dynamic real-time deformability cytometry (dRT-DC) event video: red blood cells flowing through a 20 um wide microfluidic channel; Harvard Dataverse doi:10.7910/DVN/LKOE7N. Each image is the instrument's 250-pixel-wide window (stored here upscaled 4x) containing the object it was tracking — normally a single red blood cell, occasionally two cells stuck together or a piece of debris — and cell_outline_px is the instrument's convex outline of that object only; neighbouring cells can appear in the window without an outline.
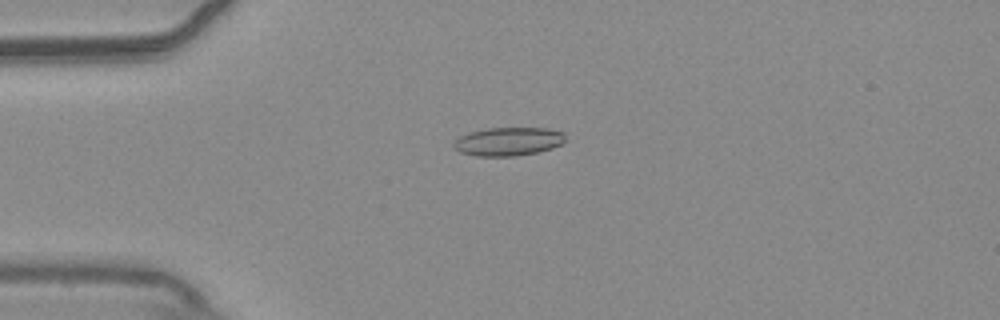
{"species": "common noctule bat (a hibernating species)", "species_latin": "Nyctalus noctula", "temperature_condition": "warm", "stored_images_in_passage": 55, "camera_frame_rate_fps": 3000, "um_per_image_px": 0.085, "animal": {"sex": "male", "body_mass_g": 20.4}, "frame": {"image": 1, "passage_image": 14, "time_ms": 4.333, "image_size_px": [1000, 320], "cell_outline_px": [[564, 140], [560, 144], [552, 148], [536, 152], [516, 156], [476, 156], [460, 152], [452, 144], [460, 136], [472, 132], [488, 128], [548, 128], [564, 132]], "centroid_in_image_um": [43.21, 12.03], "position_along_channel_um": 41.8, "area_um2": 18.32}}
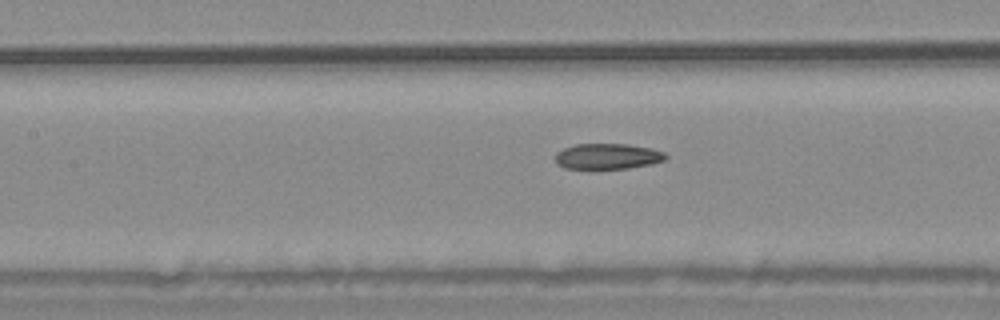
{"frame": {"image": 2, "passage_image": 25, "time_ms": 8.0, "image_size_px": [1000, 320], "cell_outline_px": [[668, 156], [664, 160], [652, 164], [628, 168], [564, 168], [556, 164], [556, 152], [564, 148], [576, 144], [628, 144], [652, 148], [664, 152]], "centroid_in_image_um": [51.66, 13.28], "position_along_channel_um": 155.7, "area_um2": 16.47}}
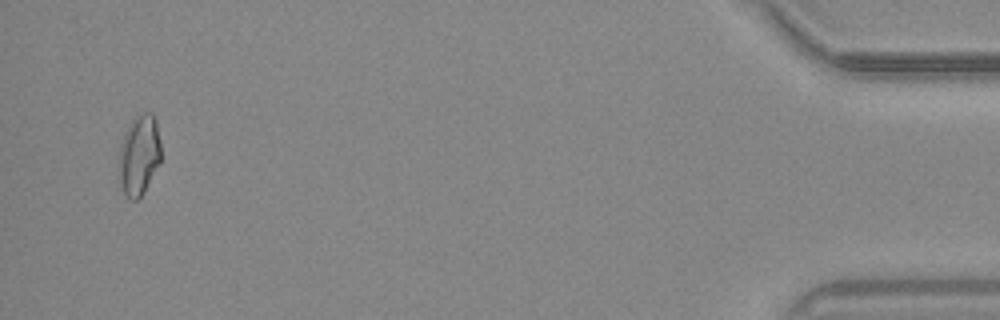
{"frame": {"image": 3, "passage_image": 53, "time_ms": 17.333, "image_size_px": [1000, 320], "cell_outline_px": [[160, 160], [144, 192], [136, 200], [132, 200], [124, 192], [120, 184], [120, 148], [124, 136], [132, 120], [136, 116], [144, 112], [152, 112], [156, 120], [160, 144]], "centroid_in_image_um": [11.84, 13.16], "position_along_channel_um": 423.4, "area_um2": 19.07}, "authors_computed_cell_mechanics": {"area_um2": 17.5712, "velocity_mm_per_s": 3.76, "shape_relaxation_time_tau1_ms": null, "shape_relaxation_time_tau2_ms": 4.6288, "deformation_change_tau1": null, "deformation_change_tau2": 0.1188}}